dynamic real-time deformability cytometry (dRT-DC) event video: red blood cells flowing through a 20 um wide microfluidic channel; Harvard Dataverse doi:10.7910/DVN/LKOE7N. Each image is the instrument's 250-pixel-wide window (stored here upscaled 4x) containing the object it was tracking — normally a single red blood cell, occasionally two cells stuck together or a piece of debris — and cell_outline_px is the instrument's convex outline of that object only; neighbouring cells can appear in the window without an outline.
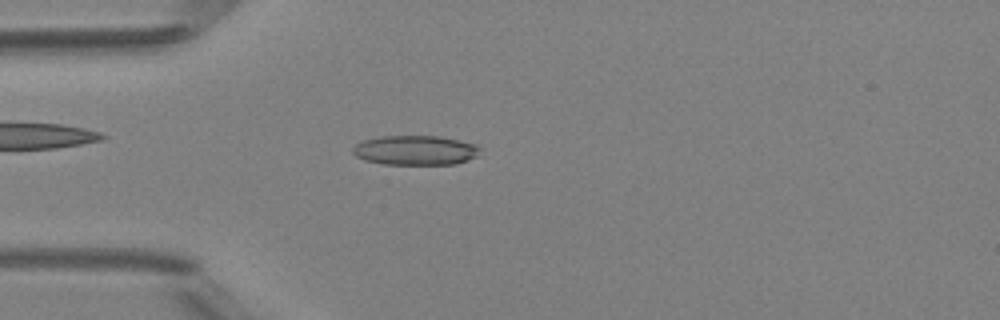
{"species": "Egyptian fruit bat (a non-hibernating species)", "species_latin": "Rousettus aegyptiacus", "temperature_condition": "room temperature", "stored_images_in_passage": 48, "camera_frame_rate_fps": 3000, "um_per_image_px": 0.085, "animal": {"sex": "female"}, "frame": {"image": 1, "passage_image": 13, "time_ms": 4.0, "image_size_px": [1000, 320], "cell_outline_px": [[480, 148], [476, 156], [468, 160], [456, 164], [384, 164], [364, 160], [356, 156], [352, 152], [352, 148], [360, 140], [380, 136], [440, 136], [460, 140], [476, 144]], "centroid_in_image_um": [35.28, 12.76], "position_along_channel_um": 49.7, "area_um2": 22.08}}
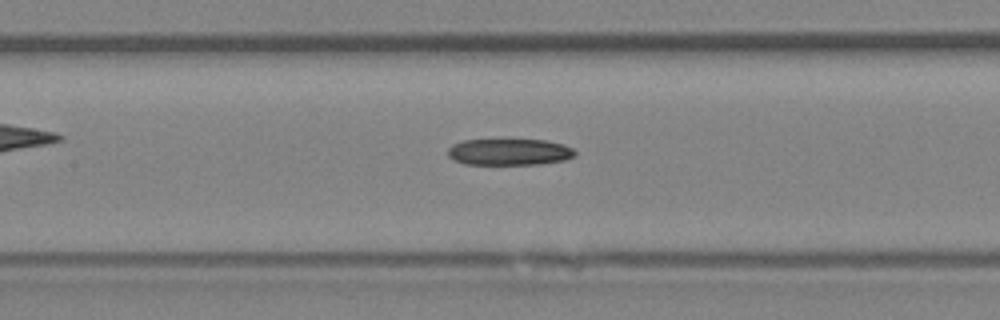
{"frame": {"image": 2, "passage_image": 22, "time_ms": 7.0, "image_size_px": [1000, 320], "cell_outline_px": [[576, 156], [564, 160], [540, 164], [464, 164], [448, 156], [448, 148], [452, 144], [464, 140], [548, 140], [564, 144], [572, 148], [576, 152]], "centroid_in_image_um": [43.32, 12.91], "position_along_channel_um": 164.1, "area_um2": 19.65}}
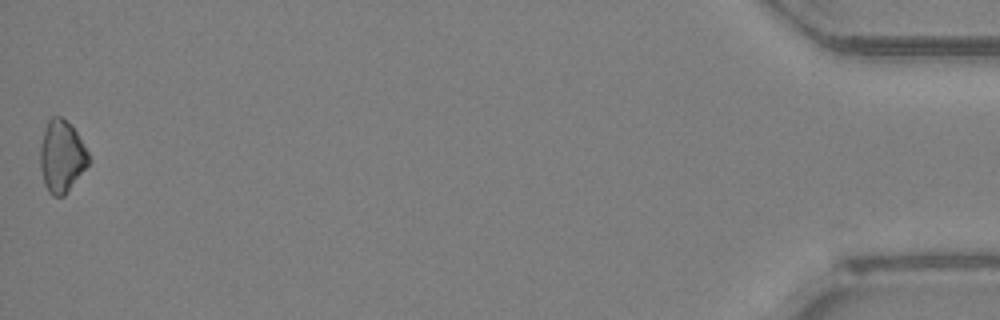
{"frame": {"image": 3, "passage_image": 48, "time_ms": 15.667, "image_size_px": [1000, 320], "cell_outline_px": [[92, 160], [64, 196], [52, 196], [48, 192], [44, 184], [40, 168], [40, 144], [48, 120], [52, 116], [60, 116], [72, 124], [88, 152]], "centroid_in_image_um": [5.25, 13.29], "position_along_channel_um": 430.0, "area_um2": 20.52}}